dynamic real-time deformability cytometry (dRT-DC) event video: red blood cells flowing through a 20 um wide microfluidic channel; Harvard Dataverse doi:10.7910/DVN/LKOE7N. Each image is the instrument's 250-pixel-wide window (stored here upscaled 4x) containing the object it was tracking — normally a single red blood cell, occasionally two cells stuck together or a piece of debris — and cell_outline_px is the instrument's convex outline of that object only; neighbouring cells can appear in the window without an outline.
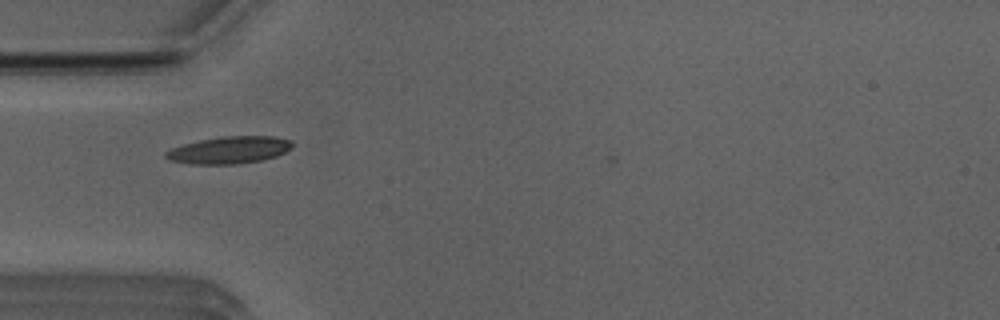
{"species": "Egyptian fruit bat (a non-hibernating species)", "species_latin": "Rousettus aegyptiacus", "temperature_condition": "room temperature", "stored_images_in_passage": 11, "camera_frame_rate_fps": 3000, "um_per_image_px": 0.085, "animal": {"sex": "male"}, "frame": {"image": 1, "passage_image": 8, "time_ms": 2.333, "image_size_px": [1000, 320], "cell_outline_px": [[292, 144], [284, 152], [276, 156], [264, 160], [232, 164], [192, 164], [168, 160], [164, 156], [164, 152], [172, 148], [184, 144], [200, 140], [224, 136], [276, 136], [292, 140]], "centroid_in_image_um": [19.47, 12.75], "position_along_channel_um": 65.5, "area_um2": 19.94}}